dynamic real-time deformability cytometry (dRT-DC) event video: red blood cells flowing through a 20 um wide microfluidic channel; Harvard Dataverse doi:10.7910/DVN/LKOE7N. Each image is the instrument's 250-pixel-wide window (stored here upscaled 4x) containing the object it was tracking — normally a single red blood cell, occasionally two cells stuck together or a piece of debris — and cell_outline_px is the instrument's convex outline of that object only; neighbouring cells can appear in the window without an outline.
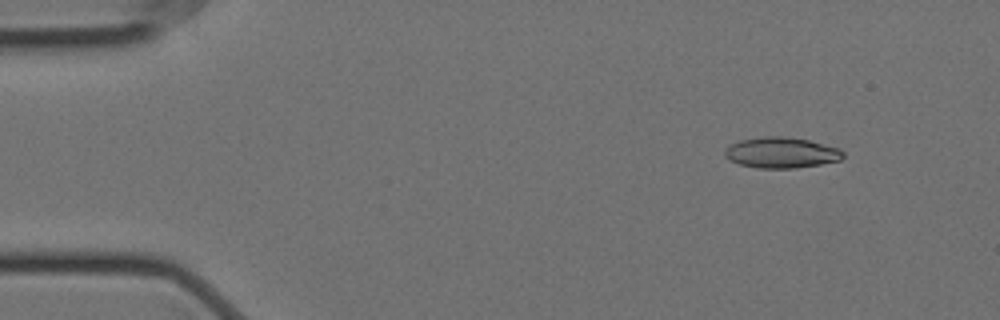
{"species": "Egyptian fruit bat (a non-hibernating species)", "species_latin": "Rousettus aegyptiacus", "temperature_condition": "cold", "stored_images_in_passage": 3, "camera_frame_rate_fps": 3000, "um_per_image_px": 0.085, "animal": {"sex": "female"}, "frame": {"image": 1, "passage_image": 1, "time_ms": 0.0, "image_size_px": [1000, 320], "cell_outline_px": [[844, 156], [840, 160], [820, 164], [796, 168], [760, 168], [740, 164], [728, 160], [724, 156], [724, 152], [732, 144], [740, 140], [764, 136], [784, 136], [808, 140], [840, 148], [844, 152]], "centroid_in_image_um": [66.43, 12.97], "position_along_channel_um": 18.6, "area_um2": 21.15}}